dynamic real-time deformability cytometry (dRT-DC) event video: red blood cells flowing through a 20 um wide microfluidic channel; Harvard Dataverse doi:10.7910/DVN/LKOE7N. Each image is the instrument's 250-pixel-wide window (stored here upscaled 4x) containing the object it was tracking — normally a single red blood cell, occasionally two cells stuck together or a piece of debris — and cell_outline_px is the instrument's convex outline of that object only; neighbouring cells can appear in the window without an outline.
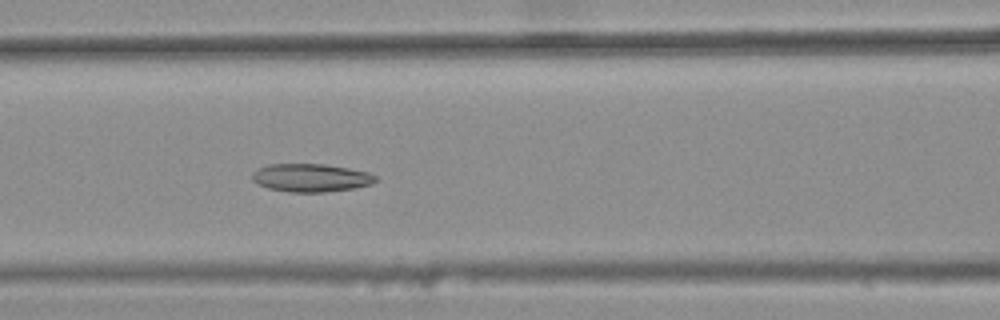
{"species": "common noctule bat (a hibernating species)", "species_latin": "Nyctalus noctula", "temperature_condition": "warm", "stored_images_in_passage": 44, "camera_frame_rate_fps": 3000, "um_per_image_px": 0.085, "animal": {"sex": "female", "body_mass_g": 25.1}, "frame": {"image": 1, "passage_image": 22, "time_ms": 7.0, "image_size_px": [1000, 320], "cell_outline_px": [[376, 180], [372, 184], [352, 188], [324, 192], [288, 192], [268, 188], [256, 184], [252, 180], [252, 172], [268, 164], [324, 164], [348, 168], [368, 172], [376, 176]], "centroid_in_image_um": [26.39, 15.11], "position_along_channel_um": 140.2, "area_um2": 20.17}}
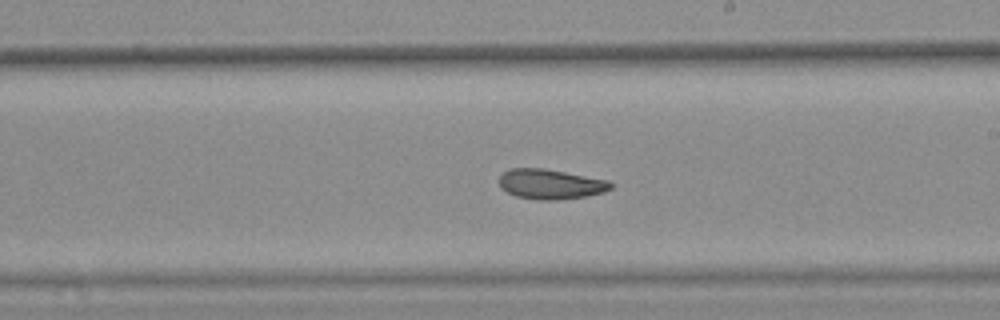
{"frame": {"image": 2, "passage_image": 30, "time_ms": 9.667, "image_size_px": [1000, 320], "cell_outline_px": [[612, 188], [604, 192], [584, 196], [556, 200], [536, 200], [516, 196], [500, 188], [500, 176], [504, 172], [512, 168], [544, 168], [608, 180], [612, 184]], "centroid_in_image_um": [46.78, 15.65], "position_along_channel_um": 242.2, "area_um2": 19.36}}
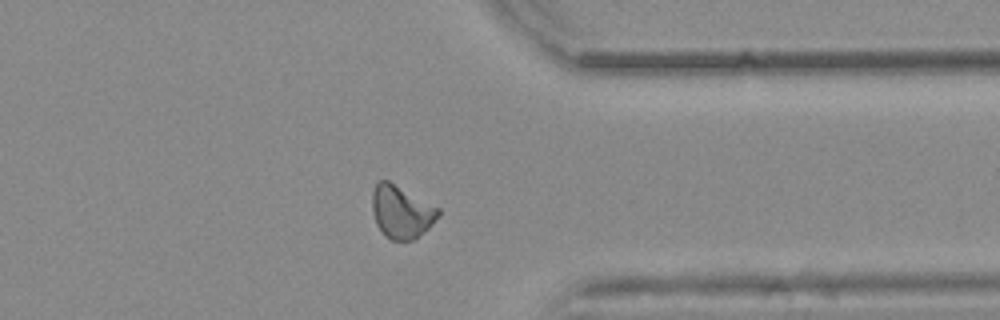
{"frame": {"image": 3, "passage_image": 41, "time_ms": 13.333, "image_size_px": [1000, 320], "cell_outline_px": [[440, 216], [428, 228], [412, 240], [392, 240], [384, 236], [376, 224], [372, 212], [372, 192], [376, 184], [380, 180], [388, 180], [440, 208]], "centroid_in_image_um": [34.11, 18.0], "position_along_channel_um": 377.3, "area_um2": 20.35}, "authors_computed_cell_mechanics": {"area_um2": 20.3167, "velocity_mm_per_s": 3.8384, "shape_relaxation_time_tau1_ms": null, "shape_relaxation_time_tau2_ms": 4.7557, "deformation_change_tau1": null, "deformation_change_tau2": 0.1204}}